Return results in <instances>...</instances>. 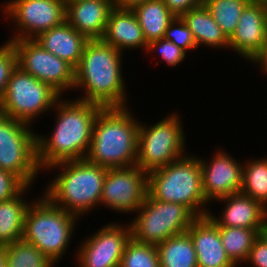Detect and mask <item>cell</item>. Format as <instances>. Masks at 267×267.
Returning <instances> with one entry per match:
<instances>
[{"label":"cell","instance_id":"obj_26","mask_svg":"<svg viewBox=\"0 0 267 267\" xmlns=\"http://www.w3.org/2000/svg\"><path fill=\"white\" fill-rule=\"evenodd\" d=\"M222 245L230 260L238 266L245 264L254 240L261 229L218 226Z\"/></svg>","mask_w":267,"mask_h":267},{"label":"cell","instance_id":"obj_28","mask_svg":"<svg viewBox=\"0 0 267 267\" xmlns=\"http://www.w3.org/2000/svg\"><path fill=\"white\" fill-rule=\"evenodd\" d=\"M252 0H203L214 21L229 39L236 30L242 11Z\"/></svg>","mask_w":267,"mask_h":267},{"label":"cell","instance_id":"obj_39","mask_svg":"<svg viewBox=\"0 0 267 267\" xmlns=\"http://www.w3.org/2000/svg\"><path fill=\"white\" fill-rule=\"evenodd\" d=\"M0 267H7V260H6L4 246L0 247Z\"/></svg>","mask_w":267,"mask_h":267},{"label":"cell","instance_id":"obj_10","mask_svg":"<svg viewBox=\"0 0 267 267\" xmlns=\"http://www.w3.org/2000/svg\"><path fill=\"white\" fill-rule=\"evenodd\" d=\"M29 124L0 114V168L16 175L26 186L38 179L37 133Z\"/></svg>","mask_w":267,"mask_h":267},{"label":"cell","instance_id":"obj_8","mask_svg":"<svg viewBox=\"0 0 267 267\" xmlns=\"http://www.w3.org/2000/svg\"><path fill=\"white\" fill-rule=\"evenodd\" d=\"M61 97L49 84L16 66L0 102V114L34 126L36 117L47 114Z\"/></svg>","mask_w":267,"mask_h":267},{"label":"cell","instance_id":"obj_40","mask_svg":"<svg viewBox=\"0 0 267 267\" xmlns=\"http://www.w3.org/2000/svg\"><path fill=\"white\" fill-rule=\"evenodd\" d=\"M259 235L266 241L267 243V219L263 225V227L261 228Z\"/></svg>","mask_w":267,"mask_h":267},{"label":"cell","instance_id":"obj_36","mask_svg":"<svg viewBox=\"0 0 267 267\" xmlns=\"http://www.w3.org/2000/svg\"><path fill=\"white\" fill-rule=\"evenodd\" d=\"M175 17H181L191 9L203 4V0H162Z\"/></svg>","mask_w":267,"mask_h":267},{"label":"cell","instance_id":"obj_6","mask_svg":"<svg viewBox=\"0 0 267 267\" xmlns=\"http://www.w3.org/2000/svg\"><path fill=\"white\" fill-rule=\"evenodd\" d=\"M27 208L22 239L35 245L53 263L69 248L80 218L54 205L43 193Z\"/></svg>","mask_w":267,"mask_h":267},{"label":"cell","instance_id":"obj_35","mask_svg":"<svg viewBox=\"0 0 267 267\" xmlns=\"http://www.w3.org/2000/svg\"><path fill=\"white\" fill-rule=\"evenodd\" d=\"M245 263H251L252 267H267V243L260 235L254 240Z\"/></svg>","mask_w":267,"mask_h":267},{"label":"cell","instance_id":"obj_34","mask_svg":"<svg viewBox=\"0 0 267 267\" xmlns=\"http://www.w3.org/2000/svg\"><path fill=\"white\" fill-rule=\"evenodd\" d=\"M25 186L16 175L0 168V202L15 197Z\"/></svg>","mask_w":267,"mask_h":267},{"label":"cell","instance_id":"obj_5","mask_svg":"<svg viewBox=\"0 0 267 267\" xmlns=\"http://www.w3.org/2000/svg\"><path fill=\"white\" fill-rule=\"evenodd\" d=\"M147 192L153 199L184 205L196 217L210 212L202 188L200 161L191 153L150 171Z\"/></svg>","mask_w":267,"mask_h":267},{"label":"cell","instance_id":"obj_15","mask_svg":"<svg viewBox=\"0 0 267 267\" xmlns=\"http://www.w3.org/2000/svg\"><path fill=\"white\" fill-rule=\"evenodd\" d=\"M218 151L214 152L215 155L209 160L199 157L202 188L209 204L222 197L239 193L242 188L243 164L231 157V153L228 154L220 148Z\"/></svg>","mask_w":267,"mask_h":267},{"label":"cell","instance_id":"obj_37","mask_svg":"<svg viewBox=\"0 0 267 267\" xmlns=\"http://www.w3.org/2000/svg\"><path fill=\"white\" fill-rule=\"evenodd\" d=\"M251 63H253L254 65L257 64L258 67L260 66V71L262 70L261 72L267 76V41L262 51L254 58Z\"/></svg>","mask_w":267,"mask_h":267},{"label":"cell","instance_id":"obj_11","mask_svg":"<svg viewBox=\"0 0 267 267\" xmlns=\"http://www.w3.org/2000/svg\"><path fill=\"white\" fill-rule=\"evenodd\" d=\"M3 4V15L15 25L8 42L34 39L66 21L64 0H9Z\"/></svg>","mask_w":267,"mask_h":267},{"label":"cell","instance_id":"obj_9","mask_svg":"<svg viewBox=\"0 0 267 267\" xmlns=\"http://www.w3.org/2000/svg\"><path fill=\"white\" fill-rule=\"evenodd\" d=\"M196 216L184 205L153 199L148 193L130 220L135 241L159 245L169 237L185 233Z\"/></svg>","mask_w":267,"mask_h":267},{"label":"cell","instance_id":"obj_27","mask_svg":"<svg viewBox=\"0 0 267 267\" xmlns=\"http://www.w3.org/2000/svg\"><path fill=\"white\" fill-rule=\"evenodd\" d=\"M246 160L243 164L241 193L267 208V157Z\"/></svg>","mask_w":267,"mask_h":267},{"label":"cell","instance_id":"obj_7","mask_svg":"<svg viewBox=\"0 0 267 267\" xmlns=\"http://www.w3.org/2000/svg\"><path fill=\"white\" fill-rule=\"evenodd\" d=\"M173 112L148 126L139 123L136 165L147 173L186 155L182 116Z\"/></svg>","mask_w":267,"mask_h":267},{"label":"cell","instance_id":"obj_30","mask_svg":"<svg viewBox=\"0 0 267 267\" xmlns=\"http://www.w3.org/2000/svg\"><path fill=\"white\" fill-rule=\"evenodd\" d=\"M119 267H160L157 247L135 241L127 242Z\"/></svg>","mask_w":267,"mask_h":267},{"label":"cell","instance_id":"obj_18","mask_svg":"<svg viewBox=\"0 0 267 267\" xmlns=\"http://www.w3.org/2000/svg\"><path fill=\"white\" fill-rule=\"evenodd\" d=\"M217 201H223L222 213L216 216L210 211L208 216L218 226L261 229L267 219V208L241 192L215 200L216 203Z\"/></svg>","mask_w":267,"mask_h":267},{"label":"cell","instance_id":"obj_31","mask_svg":"<svg viewBox=\"0 0 267 267\" xmlns=\"http://www.w3.org/2000/svg\"><path fill=\"white\" fill-rule=\"evenodd\" d=\"M156 51V52H155ZM147 52L159 53V57L171 68L176 67L187 58V52L182 48L176 46L172 41L160 38L148 44ZM186 57V58H185Z\"/></svg>","mask_w":267,"mask_h":267},{"label":"cell","instance_id":"obj_1","mask_svg":"<svg viewBox=\"0 0 267 267\" xmlns=\"http://www.w3.org/2000/svg\"><path fill=\"white\" fill-rule=\"evenodd\" d=\"M63 98L53 107L57 116L50 136L37 134V161L41 174L55 163L85 159L95 119L103 108L94 102Z\"/></svg>","mask_w":267,"mask_h":267},{"label":"cell","instance_id":"obj_4","mask_svg":"<svg viewBox=\"0 0 267 267\" xmlns=\"http://www.w3.org/2000/svg\"><path fill=\"white\" fill-rule=\"evenodd\" d=\"M51 169L59 172L42 193L54 205L79 218L100 206L108 168L82 159L55 163L46 170Z\"/></svg>","mask_w":267,"mask_h":267},{"label":"cell","instance_id":"obj_38","mask_svg":"<svg viewBox=\"0 0 267 267\" xmlns=\"http://www.w3.org/2000/svg\"><path fill=\"white\" fill-rule=\"evenodd\" d=\"M147 0H112L115 8L132 9L134 6Z\"/></svg>","mask_w":267,"mask_h":267},{"label":"cell","instance_id":"obj_22","mask_svg":"<svg viewBox=\"0 0 267 267\" xmlns=\"http://www.w3.org/2000/svg\"><path fill=\"white\" fill-rule=\"evenodd\" d=\"M181 18L191 30L197 48L203 45L213 50L214 48L229 49V39L204 4L184 13Z\"/></svg>","mask_w":267,"mask_h":267},{"label":"cell","instance_id":"obj_25","mask_svg":"<svg viewBox=\"0 0 267 267\" xmlns=\"http://www.w3.org/2000/svg\"><path fill=\"white\" fill-rule=\"evenodd\" d=\"M156 247L160 267H198L193 241L187 232L169 237Z\"/></svg>","mask_w":267,"mask_h":267},{"label":"cell","instance_id":"obj_20","mask_svg":"<svg viewBox=\"0 0 267 267\" xmlns=\"http://www.w3.org/2000/svg\"><path fill=\"white\" fill-rule=\"evenodd\" d=\"M102 40L120 52H125L126 49L147 51L148 47L143 30L132 9L114 7L111 10Z\"/></svg>","mask_w":267,"mask_h":267},{"label":"cell","instance_id":"obj_33","mask_svg":"<svg viewBox=\"0 0 267 267\" xmlns=\"http://www.w3.org/2000/svg\"><path fill=\"white\" fill-rule=\"evenodd\" d=\"M17 66V53L11 42L0 45V102L4 96L8 80Z\"/></svg>","mask_w":267,"mask_h":267},{"label":"cell","instance_id":"obj_41","mask_svg":"<svg viewBox=\"0 0 267 267\" xmlns=\"http://www.w3.org/2000/svg\"><path fill=\"white\" fill-rule=\"evenodd\" d=\"M252 1H265V2H267V0H252Z\"/></svg>","mask_w":267,"mask_h":267},{"label":"cell","instance_id":"obj_21","mask_svg":"<svg viewBox=\"0 0 267 267\" xmlns=\"http://www.w3.org/2000/svg\"><path fill=\"white\" fill-rule=\"evenodd\" d=\"M34 40L45 50L65 60L74 68L80 62L88 39L73 28L67 21L40 33Z\"/></svg>","mask_w":267,"mask_h":267},{"label":"cell","instance_id":"obj_32","mask_svg":"<svg viewBox=\"0 0 267 267\" xmlns=\"http://www.w3.org/2000/svg\"><path fill=\"white\" fill-rule=\"evenodd\" d=\"M164 38L172 41L176 46L186 52L195 51L197 48L196 41L181 17H176L167 27Z\"/></svg>","mask_w":267,"mask_h":267},{"label":"cell","instance_id":"obj_19","mask_svg":"<svg viewBox=\"0 0 267 267\" xmlns=\"http://www.w3.org/2000/svg\"><path fill=\"white\" fill-rule=\"evenodd\" d=\"M112 0H72L66 2V21L88 40L102 39Z\"/></svg>","mask_w":267,"mask_h":267},{"label":"cell","instance_id":"obj_17","mask_svg":"<svg viewBox=\"0 0 267 267\" xmlns=\"http://www.w3.org/2000/svg\"><path fill=\"white\" fill-rule=\"evenodd\" d=\"M186 232L193 241L198 267H237L222 245L218 225L208 215L196 217Z\"/></svg>","mask_w":267,"mask_h":267},{"label":"cell","instance_id":"obj_12","mask_svg":"<svg viewBox=\"0 0 267 267\" xmlns=\"http://www.w3.org/2000/svg\"><path fill=\"white\" fill-rule=\"evenodd\" d=\"M11 43L17 53V66L24 72L49 84L60 95L74 90L75 68L68 62L45 50L34 39H18Z\"/></svg>","mask_w":267,"mask_h":267},{"label":"cell","instance_id":"obj_29","mask_svg":"<svg viewBox=\"0 0 267 267\" xmlns=\"http://www.w3.org/2000/svg\"><path fill=\"white\" fill-rule=\"evenodd\" d=\"M7 267H55L35 245L20 239L4 246Z\"/></svg>","mask_w":267,"mask_h":267},{"label":"cell","instance_id":"obj_13","mask_svg":"<svg viewBox=\"0 0 267 267\" xmlns=\"http://www.w3.org/2000/svg\"><path fill=\"white\" fill-rule=\"evenodd\" d=\"M148 173L137 165L107 170L100 206L118 213H136L144 203Z\"/></svg>","mask_w":267,"mask_h":267},{"label":"cell","instance_id":"obj_2","mask_svg":"<svg viewBox=\"0 0 267 267\" xmlns=\"http://www.w3.org/2000/svg\"><path fill=\"white\" fill-rule=\"evenodd\" d=\"M122 54L102 39L88 40L75 68L74 90L80 89L84 94L75 99L102 107L129 106L122 74Z\"/></svg>","mask_w":267,"mask_h":267},{"label":"cell","instance_id":"obj_16","mask_svg":"<svg viewBox=\"0 0 267 267\" xmlns=\"http://www.w3.org/2000/svg\"><path fill=\"white\" fill-rule=\"evenodd\" d=\"M266 41L267 2L251 1L242 11L236 30L229 38V48L251 63Z\"/></svg>","mask_w":267,"mask_h":267},{"label":"cell","instance_id":"obj_24","mask_svg":"<svg viewBox=\"0 0 267 267\" xmlns=\"http://www.w3.org/2000/svg\"><path fill=\"white\" fill-rule=\"evenodd\" d=\"M146 42L164 38L169 24L176 18L162 0H147L132 8Z\"/></svg>","mask_w":267,"mask_h":267},{"label":"cell","instance_id":"obj_23","mask_svg":"<svg viewBox=\"0 0 267 267\" xmlns=\"http://www.w3.org/2000/svg\"><path fill=\"white\" fill-rule=\"evenodd\" d=\"M32 186H25L15 197L0 202V246H6L22 239L24 221L27 208L31 204L25 199L27 190ZM29 201V202H28Z\"/></svg>","mask_w":267,"mask_h":267},{"label":"cell","instance_id":"obj_14","mask_svg":"<svg viewBox=\"0 0 267 267\" xmlns=\"http://www.w3.org/2000/svg\"><path fill=\"white\" fill-rule=\"evenodd\" d=\"M130 224L111 222L80 242L76 249L78 267H119L127 242L131 239Z\"/></svg>","mask_w":267,"mask_h":267},{"label":"cell","instance_id":"obj_3","mask_svg":"<svg viewBox=\"0 0 267 267\" xmlns=\"http://www.w3.org/2000/svg\"><path fill=\"white\" fill-rule=\"evenodd\" d=\"M126 107H103L94 122L85 159L105 168L136 165L139 121Z\"/></svg>","mask_w":267,"mask_h":267}]
</instances>
